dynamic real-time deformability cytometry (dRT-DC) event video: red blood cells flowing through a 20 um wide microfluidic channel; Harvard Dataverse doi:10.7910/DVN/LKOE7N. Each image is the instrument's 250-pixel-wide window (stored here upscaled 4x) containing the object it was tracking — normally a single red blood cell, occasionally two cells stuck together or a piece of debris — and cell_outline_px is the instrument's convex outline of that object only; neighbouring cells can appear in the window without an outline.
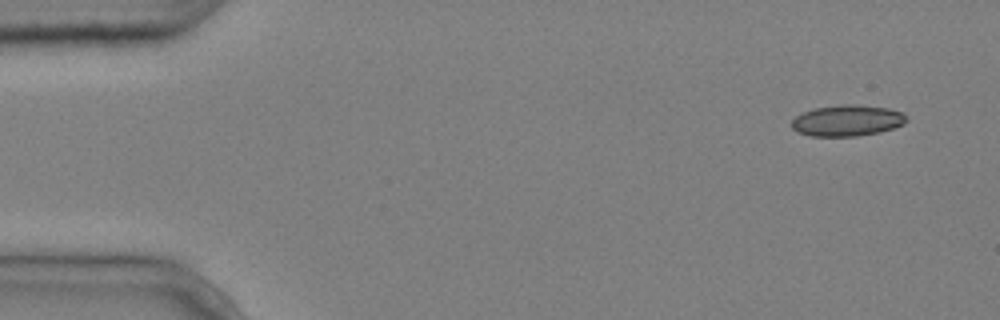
{"species": "common noctule bat (a hibernating species)", "species_latin": "Nyctalus noctula", "temperature_condition": "cold", "stored_images_in_passage": 6, "camera_frame_rate_fps": 3000, "um_per_image_px": 0.085, "animal": {"sex": "male", "body_mass_g": 20.4}, "frame": {"image": 1, "passage_image": 1, "time_ms": 0.0, "image_size_px": [1000, 320], "cell_outline_px": [[908, 120], [904, 124], [880, 132], [856, 136], [808, 136], [796, 132], [792, 128], [792, 120], [796, 116], [804, 112], [816, 108], [840, 104], [852, 104], [888, 108], [904, 112]], "centroid_in_image_um": [72.02, 10.25], "position_along_channel_um": 13.0, "area_um2": 20.92}}